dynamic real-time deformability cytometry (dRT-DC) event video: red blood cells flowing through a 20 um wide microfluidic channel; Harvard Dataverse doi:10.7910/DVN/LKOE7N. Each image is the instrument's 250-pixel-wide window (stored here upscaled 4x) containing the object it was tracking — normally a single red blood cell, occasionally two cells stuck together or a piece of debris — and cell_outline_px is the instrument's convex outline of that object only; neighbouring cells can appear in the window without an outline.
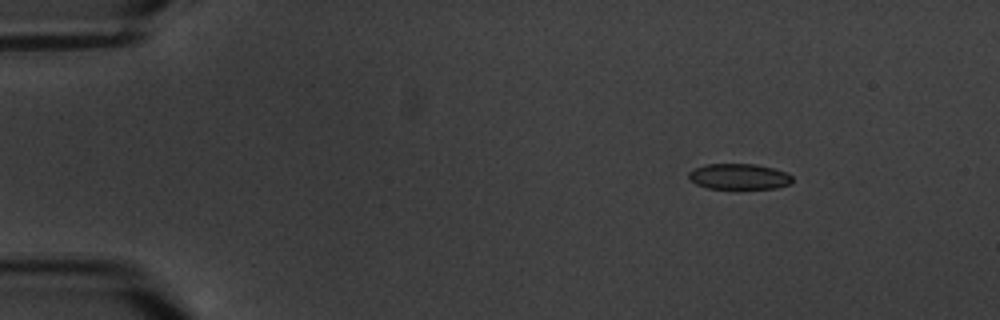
{"species": "common noctule bat (a hibernating species)", "species_latin": "Nyctalus noctula", "temperature_condition": "warm", "stored_images_in_passage": 5, "camera_frame_rate_fps": 3000, "um_per_image_px": 0.085, "animal": {"sex": "male", "body_mass_g": 20.1, "forearm_length_mm": 53.5}, "frame": {"image": 1, "passage_image": 3, "time_ms": 2.333, "image_size_px": [1000, 320], "cell_outline_px": [[792, 180], [788, 184], [776, 188], [708, 188], [696, 184], [688, 176], [688, 172], [696, 168], [708, 164], [756, 164], [788, 172], [792, 176]], "centroid_in_image_um": [62.83, 15.0], "position_along_channel_um": 22.2, "area_um2": 15.32}}